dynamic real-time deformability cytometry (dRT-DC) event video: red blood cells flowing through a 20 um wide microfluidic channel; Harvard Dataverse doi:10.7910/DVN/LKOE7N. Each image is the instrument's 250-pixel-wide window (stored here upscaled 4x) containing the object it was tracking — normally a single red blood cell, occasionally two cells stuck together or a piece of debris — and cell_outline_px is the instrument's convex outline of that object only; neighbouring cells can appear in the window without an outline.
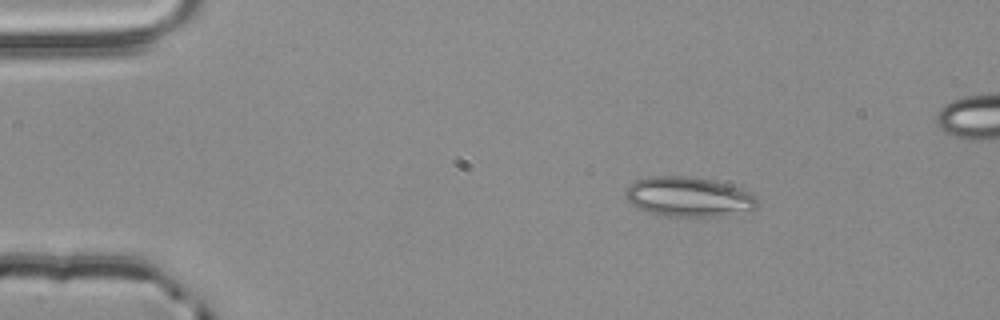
{"species": "common noctule bat (a hibernating species)", "species_latin": "Nyctalus noctula", "temperature_condition": "room temperature", "stored_images_in_passage": 4, "camera_frame_rate_fps": 3000, "um_per_image_px": 0.085, "animal": {"sex": "male", "body_mass_g": 20.4}, "frame": {"image": 1, "passage_image": 2, "time_ms": 0.333, "image_size_px": [1000, 320], "cell_outline_px": [[760, 204], [756, 208], [724, 216], [668, 216], [636, 208], [628, 200], [624, 192], [628, 184], [636, 180], [648, 176], [692, 176], [712, 180], [740, 188], [756, 196]], "centroid_in_image_um": [58.52, 16.72], "position_along_channel_um": 26.5, "area_um2": 30.58}}